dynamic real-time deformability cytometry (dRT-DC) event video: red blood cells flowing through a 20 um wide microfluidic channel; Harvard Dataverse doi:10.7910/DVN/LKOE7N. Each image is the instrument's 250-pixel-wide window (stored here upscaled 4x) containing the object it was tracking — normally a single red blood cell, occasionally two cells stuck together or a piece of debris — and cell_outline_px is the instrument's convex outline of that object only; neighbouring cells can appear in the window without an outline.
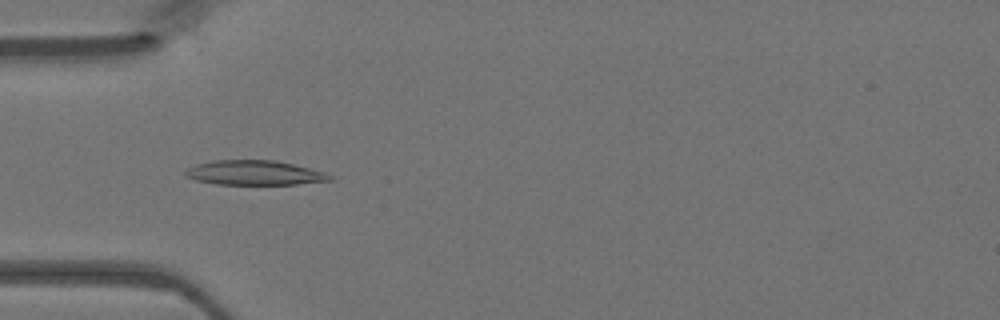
{"species": "Egyptian fruit bat (a non-hibernating species)", "species_latin": "Rousettus aegyptiacus", "temperature_condition": "warm", "stored_images_in_passage": 48, "camera_frame_rate_fps": 3000, "um_per_image_px": 0.085, "animal": {"sex": "female"}, "frame": {"image": 1, "passage_image": 15, "time_ms": 4.667, "image_size_px": [1000, 320], "cell_outline_px": [[332, 180], [296, 184], [216, 184], [196, 180], [184, 176], [184, 172], [188, 168], [196, 164], [216, 160], [272, 160], [292, 164], [324, 172], [332, 176]], "centroid_in_image_um": [21.59, 14.69], "position_along_channel_um": 63.4, "area_um2": 20.46}}
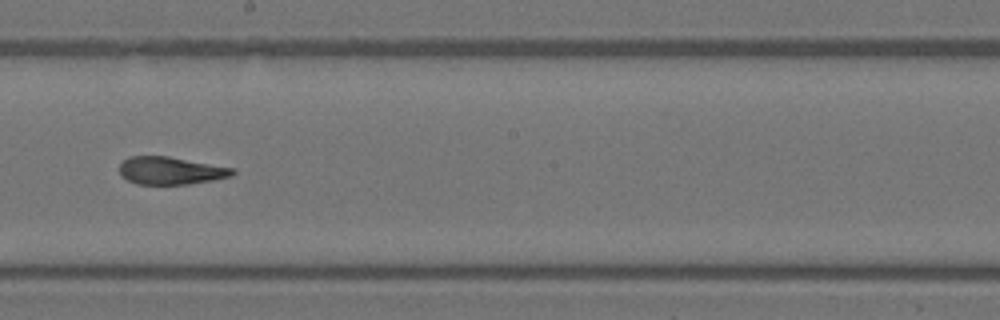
{"frame": {"image": 2, "passage_image": 27, "time_ms": 8.667, "image_size_px": [1000, 320], "cell_outline_px": [[236, 172], [232, 176], [212, 180], [188, 184], [136, 184], [120, 176], [120, 164], [128, 156], [168, 156], [236, 168]], "centroid_in_image_um": [14.52, 14.5], "position_along_channel_um": 233.7, "area_um2": 18.32}}
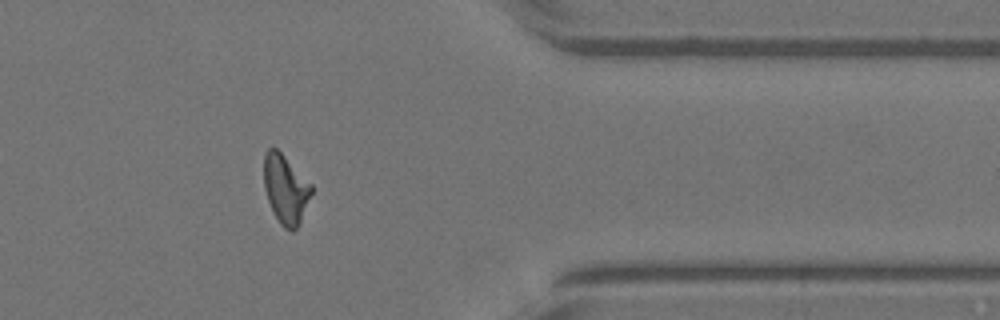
{"frame": {"image": 3, "passage_image": 39, "time_ms": 12.667, "image_size_px": [1000, 320], "cell_outline_px": [[312, 192], [300, 224], [292, 232], [284, 228], [280, 224], [268, 200], [264, 188], [264, 156], [268, 148], [276, 148], [312, 184]], "centroid_in_image_um": [24.28, 16.09], "position_along_channel_um": 387.1, "area_um2": 18.9}}